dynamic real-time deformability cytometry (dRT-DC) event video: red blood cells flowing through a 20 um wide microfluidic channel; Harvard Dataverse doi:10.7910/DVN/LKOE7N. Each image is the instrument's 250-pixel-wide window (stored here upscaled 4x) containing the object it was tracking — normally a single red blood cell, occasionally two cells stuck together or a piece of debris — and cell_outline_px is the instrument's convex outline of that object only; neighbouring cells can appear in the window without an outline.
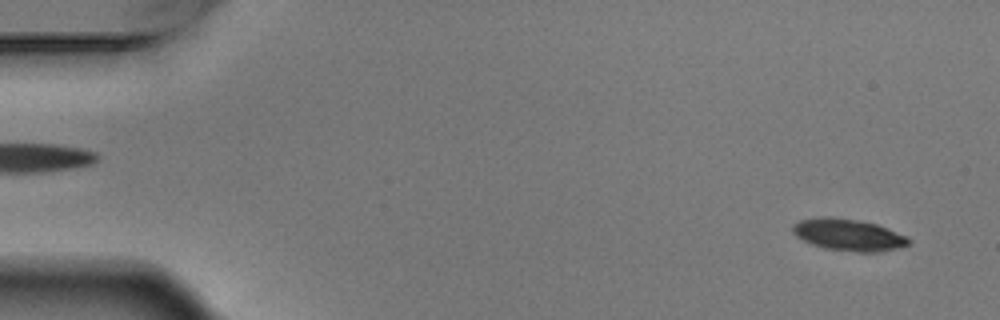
{"species": "Egyptian fruit bat (a non-hibernating species)", "species_latin": "Rousettus aegyptiacus", "temperature_condition": "warm", "stored_images_in_passage": 5, "segment_of_instrument_passage": [2, 2], "camera_frame_rate_fps": 3000, "um_per_image_px": 0.085, "animal": {"sex": "male"}, "frame": {"image": 1, "passage_image": 5, "time_ms": 1.333, "image_size_px": [1000, 320], "cell_outline_px": [[912, 244], [900, 248], [872, 252], [856, 252], [824, 248], [812, 244], [796, 236], [792, 232], [792, 224], [800, 220], [824, 216], [828, 216], [860, 220], [876, 224], [888, 228], [908, 236], [912, 240]], "centroid_in_image_um": [72.16, 19.95], "position_along_channel_um": 12.8, "area_um2": 21.73}}